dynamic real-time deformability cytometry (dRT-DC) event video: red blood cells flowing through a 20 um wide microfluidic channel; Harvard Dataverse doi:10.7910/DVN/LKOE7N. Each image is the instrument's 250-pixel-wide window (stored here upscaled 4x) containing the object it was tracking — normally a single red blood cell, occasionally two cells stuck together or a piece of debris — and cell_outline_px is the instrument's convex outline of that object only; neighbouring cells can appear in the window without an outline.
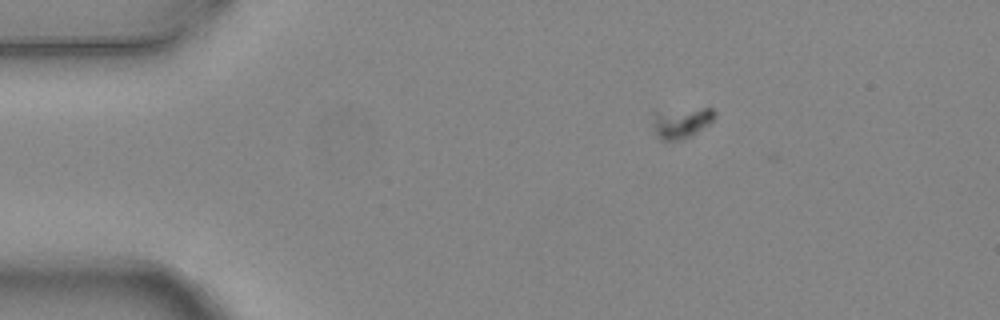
{"species": "common noctule bat (a hibernating species)", "species_latin": "Nyctalus noctula", "temperature_condition": "warm", "stored_images_in_passage": 5, "camera_frame_rate_fps": 3000, "um_per_image_px": 0.085, "animal": {"sex": "female", "body_mass_g": 24.6, "forearm_length_mm": 56.2}, "frame": {"image": 1, "passage_image": 3, "time_ms": 0.667, "image_size_px": [1000, 320], "cell_outline_px": [[716, 116], [708, 124], [696, 132], [688, 136], [676, 140], [660, 140], [656, 136], [656, 112], [704, 108], [712, 108], [716, 112]], "centroid_in_image_um": [57.98, 10.43], "position_along_channel_um": 27.0, "area_um2": 10.35}}